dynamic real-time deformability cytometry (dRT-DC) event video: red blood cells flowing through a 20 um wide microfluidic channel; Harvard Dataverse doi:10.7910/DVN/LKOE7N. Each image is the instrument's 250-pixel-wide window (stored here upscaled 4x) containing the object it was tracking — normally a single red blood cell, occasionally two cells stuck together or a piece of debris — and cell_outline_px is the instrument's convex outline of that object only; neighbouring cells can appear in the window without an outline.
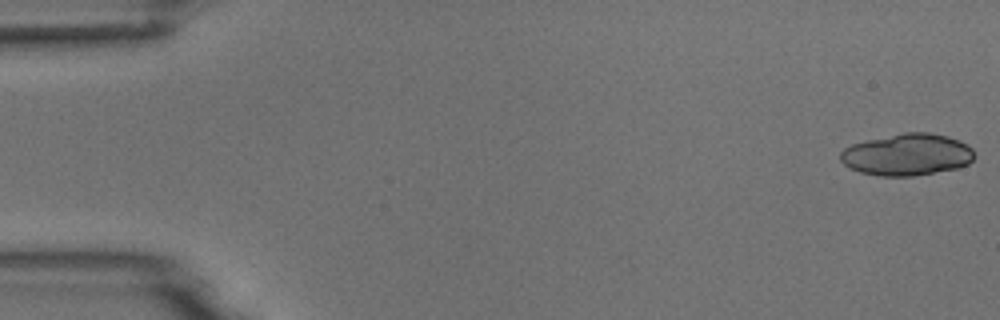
{"species": "common noctule bat (a hibernating species)", "species_latin": "Nyctalus noctula", "temperature_condition": "room temperature", "stored_images_in_passage": 5, "segment_of_instrument_passage": [1, 2], "camera_frame_rate_fps": 3000, "um_per_image_px": 0.085, "animal": {"sex": "male", "body_mass_g": 18.8}, "frame": {"image": 1, "passage_image": 1, "time_ms": 0.0, "image_size_px": [1000, 320], "cell_outline_px": [[976, 156], [968, 164], [956, 168], [912, 176], [880, 176], [860, 172], [844, 164], [840, 160], [840, 152], [844, 148], [852, 144], [868, 140], [904, 132], [928, 132], [948, 136], [968, 144], [972, 148]], "centroid_in_image_um": [77.12, 13.14], "position_along_channel_um": 7.9, "area_um2": 32.6}}